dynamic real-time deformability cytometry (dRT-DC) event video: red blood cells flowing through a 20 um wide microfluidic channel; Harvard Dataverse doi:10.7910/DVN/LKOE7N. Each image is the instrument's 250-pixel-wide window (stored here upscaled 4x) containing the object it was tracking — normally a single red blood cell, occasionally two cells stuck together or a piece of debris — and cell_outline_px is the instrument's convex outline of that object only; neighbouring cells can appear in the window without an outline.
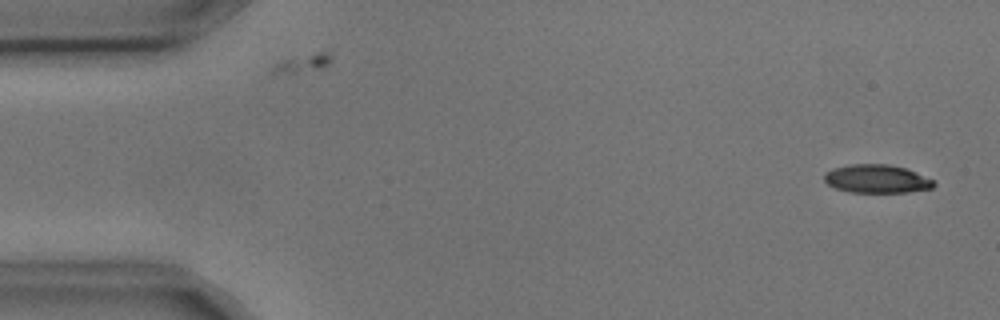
{"species": "common noctule bat (a hibernating species)", "species_latin": "Nyctalus noctula", "temperature_condition": "cold", "stored_images_in_passage": 6, "camera_frame_rate_fps": 3000, "um_per_image_px": 0.085, "animal": {"sex": "male", "body_mass_g": 17.9, "forearm_length_mm": 54.2}, "frame": {"image": 1, "passage_image": 1, "time_ms": 0.0, "image_size_px": [1000, 320], "cell_outline_px": [[936, 184], [932, 188], [908, 192], [852, 192], [836, 188], [828, 184], [824, 180], [824, 172], [832, 168], [852, 164], [888, 164], [904, 168], [936, 180]], "centroid_in_image_um": [74.53, 15.2], "position_along_channel_um": 10.5, "area_um2": 18.09}}